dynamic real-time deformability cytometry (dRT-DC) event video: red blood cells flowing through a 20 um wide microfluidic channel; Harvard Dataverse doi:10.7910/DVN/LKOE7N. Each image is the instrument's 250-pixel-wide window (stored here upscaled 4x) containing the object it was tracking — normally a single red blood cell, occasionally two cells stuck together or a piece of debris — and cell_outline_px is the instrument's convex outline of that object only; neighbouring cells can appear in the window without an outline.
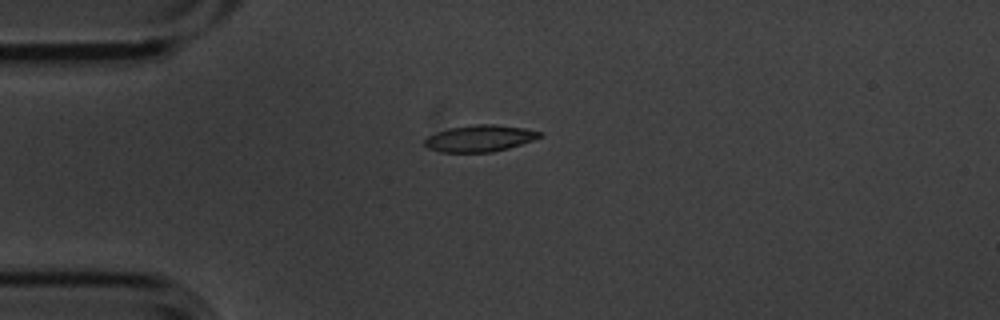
{"species": "common noctule bat (a hibernating species)", "species_latin": "Nyctalus noctula", "temperature_condition": "cold", "stored_images_in_passage": 11, "camera_frame_rate_fps": 3000, "um_per_image_px": 0.085, "animal": {"sex": "male", "body_mass_g": 20.1, "forearm_length_mm": 53.5}, "frame": {"image": 1, "passage_image": 4, "time_ms": 1.0, "image_size_px": [1000, 320], "cell_outline_px": [[544, 132], [540, 136], [532, 140], [508, 148], [492, 152], [440, 152], [428, 148], [424, 144], [424, 140], [428, 136], [436, 132], [448, 128], [480, 124], [492, 124], [524, 128]], "centroid_in_image_um": [40.75, 11.76], "position_along_channel_um": 44.2, "area_um2": 17.69}}
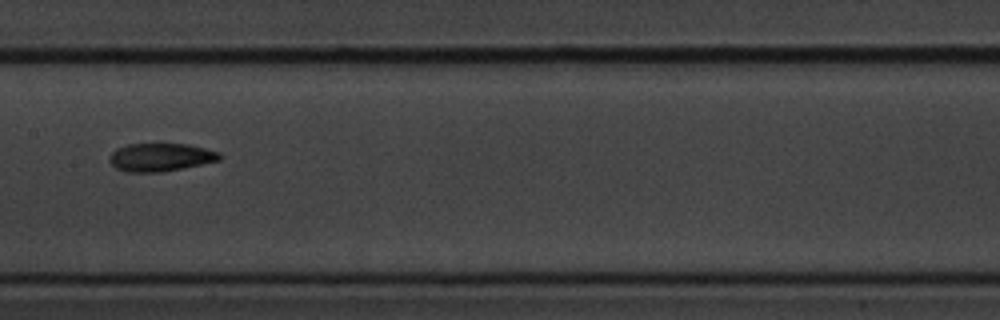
{"frame": {"image": 2, "passage_image": 8, "time_ms": 2.333, "image_size_px": [1000, 320], "cell_outline_px": [[220, 160], [160, 172], [128, 172], [116, 168], [108, 160], [108, 156], [116, 148], [128, 144], [160, 140], [188, 144], [220, 152]], "centroid_in_image_um": [13.59, 13.3], "position_along_channel_um": 193.8, "area_um2": 18.73}}
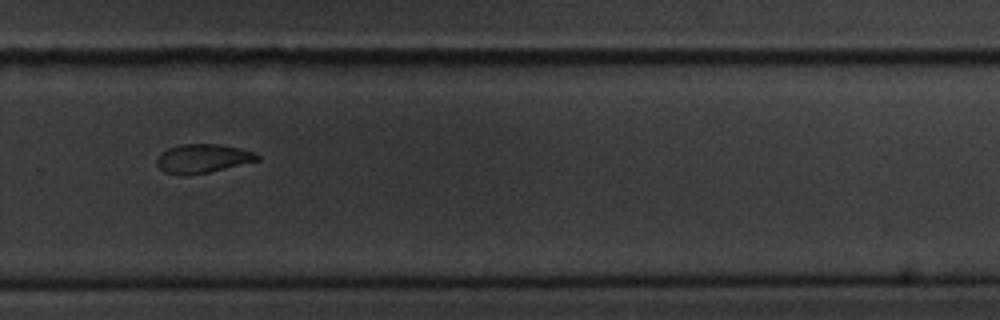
{"frame": {"image": 3, "passage_image": 11, "time_ms": 3.333, "image_size_px": [1000, 320], "cell_outline_px": [[260, 160], [208, 172], [164, 172], [156, 164], [156, 160], [160, 152], [168, 148], [180, 144], [220, 144], [240, 148], [252, 152], [260, 156]], "centroid_in_image_um": [17.25, 13.42], "position_along_channel_um": 312.6, "area_um2": 16.3}}